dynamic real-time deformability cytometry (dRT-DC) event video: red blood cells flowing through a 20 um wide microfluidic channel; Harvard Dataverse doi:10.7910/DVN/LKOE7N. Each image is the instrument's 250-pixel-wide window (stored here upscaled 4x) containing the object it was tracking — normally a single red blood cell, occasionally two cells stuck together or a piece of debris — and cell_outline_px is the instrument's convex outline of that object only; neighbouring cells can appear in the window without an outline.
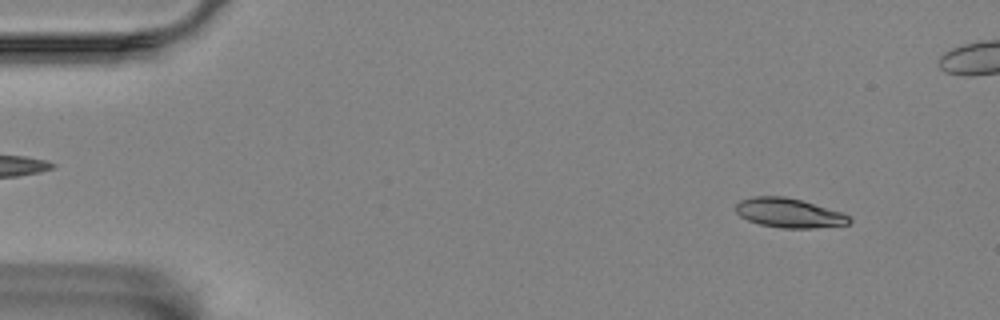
{"species": "Egyptian fruit bat (a non-hibernating species)", "species_latin": "Rousettus aegyptiacus", "temperature_condition": "room temperature", "stored_images_in_passage": 58, "camera_frame_rate_fps": 3000, "um_per_image_px": 0.085, "animal": {"sex": "female"}, "frame": {"image": 1, "passage_image": 5, "time_ms": 1.333, "image_size_px": [1000, 320], "cell_outline_px": [[852, 220], [848, 224], [812, 228], [780, 228], [760, 224], [748, 220], [740, 216], [736, 212], [736, 204], [740, 200], [756, 196], [784, 196], [800, 200], [840, 212], [848, 216]], "centroid_in_image_um": [67.03, 18.1], "position_along_channel_um": 18.0, "area_um2": 19.13}}
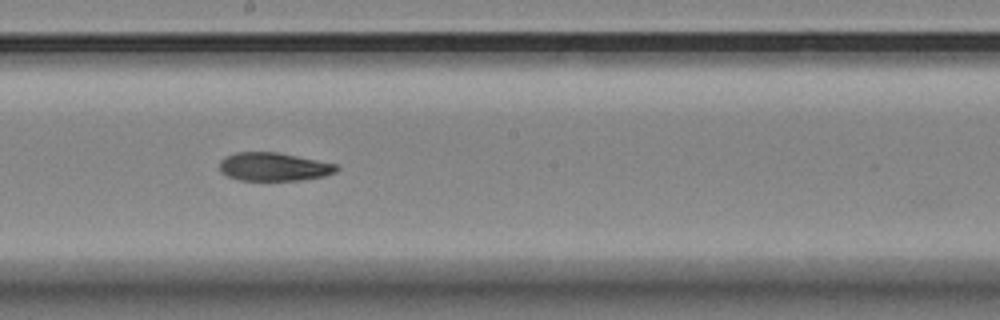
{"frame": {"image": 2, "passage_image": 31, "time_ms": 10.0, "image_size_px": [1000, 320], "cell_outline_px": [[340, 168], [336, 172], [324, 176], [300, 180], [240, 180], [228, 176], [220, 172], [220, 160], [236, 152], [276, 152], [336, 164]], "centroid_in_image_um": [23.27, 14.18], "position_along_channel_um": 224.9, "area_um2": 19.13}}
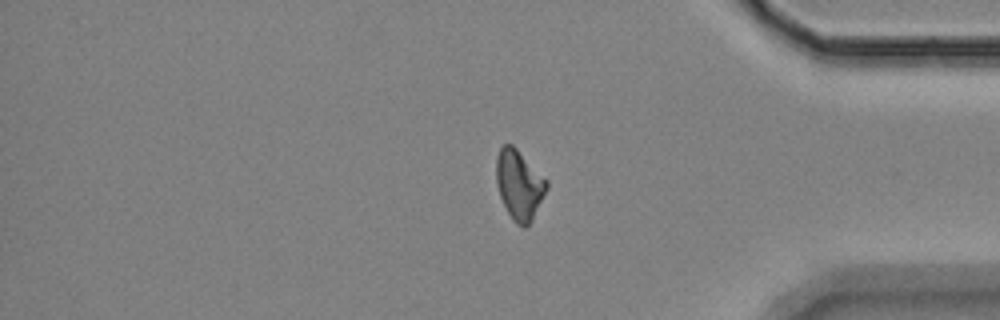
{"frame": {"image": 3, "passage_image": 47, "time_ms": 15.333, "image_size_px": [1000, 320], "cell_outline_px": [[548, 188], [532, 220], [524, 228], [516, 224], [512, 220], [500, 196], [496, 180], [496, 160], [500, 148], [504, 144], [512, 144], [548, 180]], "centroid_in_image_um": [44.14, 15.71], "position_along_channel_um": 391.1, "area_um2": 20.35}, "authors_computed_cell_mechanics": {"area_um2": 19.7098, "velocity_mm_per_s": 3.4816, "shape_relaxation_time_tau1_ms": null, "shape_relaxation_time_tau2_ms": 11.2216, "deformation_change_tau1": null, "deformation_change_tau2": 0.1827}}